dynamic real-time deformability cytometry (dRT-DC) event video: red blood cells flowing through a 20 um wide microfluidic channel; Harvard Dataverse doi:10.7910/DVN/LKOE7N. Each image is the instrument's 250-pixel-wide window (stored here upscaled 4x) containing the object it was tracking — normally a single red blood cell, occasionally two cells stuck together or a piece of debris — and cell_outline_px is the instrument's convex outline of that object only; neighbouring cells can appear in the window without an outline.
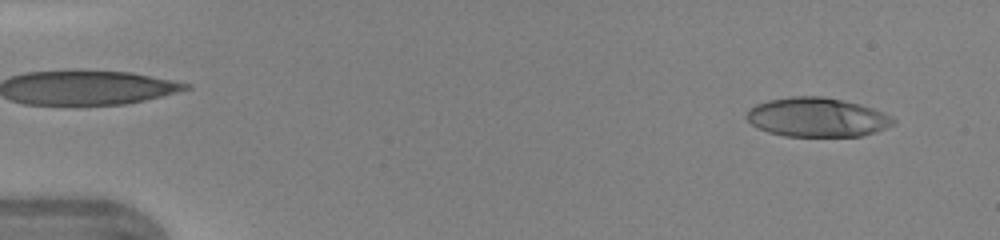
{"species": "human", "species_latin": "Homo sapiens", "temperature_condition": "warm", "stored_images_in_passage": 45, "camera_frame_rate_fps": 3000, "um_per_image_px": 0.085, "donor": {"sex": "female"}, "frame": {"image": 1, "passage_image": 3, "time_ms": 0.667, "image_size_px": [1000, 240], "cell_outline_px": [[896, 124], [876, 132], [860, 136], [784, 136], [768, 132], [752, 124], [744, 116], [748, 108], [756, 104], [768, 100], [792, 96], [824, 96], [860, 104], [884, 112], [892, 116], [896, 120]], "centroid_in_image_um": [69.46, 9.96], "position_along_channel_um": 15.5, "area_um2": 33.76}}
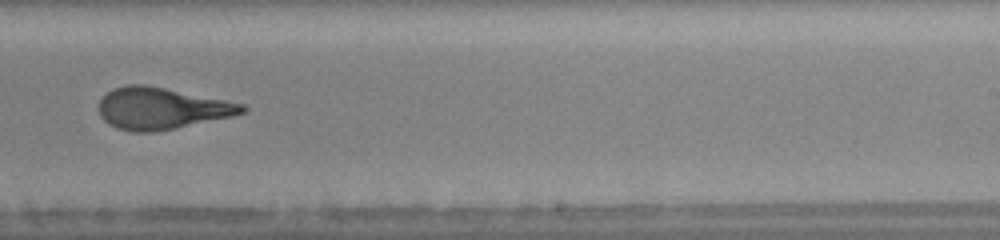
{"frame": {"image": 2, "passage_image": 29, "time_ms": 9.333, "image_size_px": [1000, 240], "cell_outline_px": [[248, 108], [244, 112], [228, 116], [172, 128], [152, 132], [132, 132], [116, 128], [108, 124], [100, 116], [100, 100], [112, 88], [128, 84], [144, 84], [244, 104]], "centroid_in_image_um": [13.65, 9.2], "position_along_channel_um": 275.3, "area_um2": 34.04}}
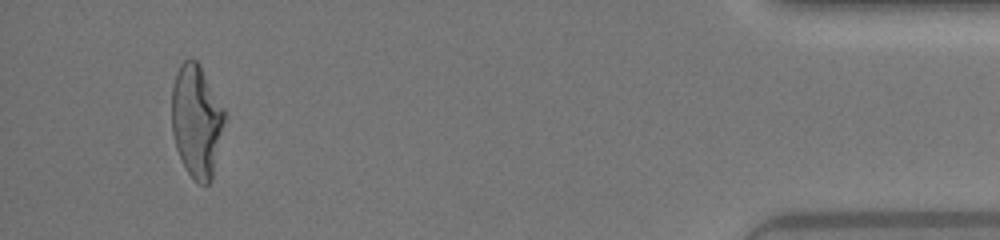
{"frame": {"image": 3, "passage_image": 43, "time_ms": 14.0, "image_size_px": [1000, 240], "cell_outline_px": [[228, 116], [212, 180], [208, 184], [200, 184], [188, 172], [176, 148], [172, 132], [172, 88], [176, 72], [180, 64], [188, 56], [192, 56], [200, 64], [224, 108]], "centroid_in_image_um": [16.75, 10.24], "position_along_channel_um": 418.5, "area_um2": 35.37}, "authors_computed_cell_mechanics": {"area_um2": 34.2754, "velocity_mm_per_s": 4.4063, "shape_relaxation_time_tau1_ms": 4.7324, "shape_relaxation_time_tau2_ms": 1.237, "deformation_change_tau1": 0.2466, "deformation_change_tau2": 0.1064}}